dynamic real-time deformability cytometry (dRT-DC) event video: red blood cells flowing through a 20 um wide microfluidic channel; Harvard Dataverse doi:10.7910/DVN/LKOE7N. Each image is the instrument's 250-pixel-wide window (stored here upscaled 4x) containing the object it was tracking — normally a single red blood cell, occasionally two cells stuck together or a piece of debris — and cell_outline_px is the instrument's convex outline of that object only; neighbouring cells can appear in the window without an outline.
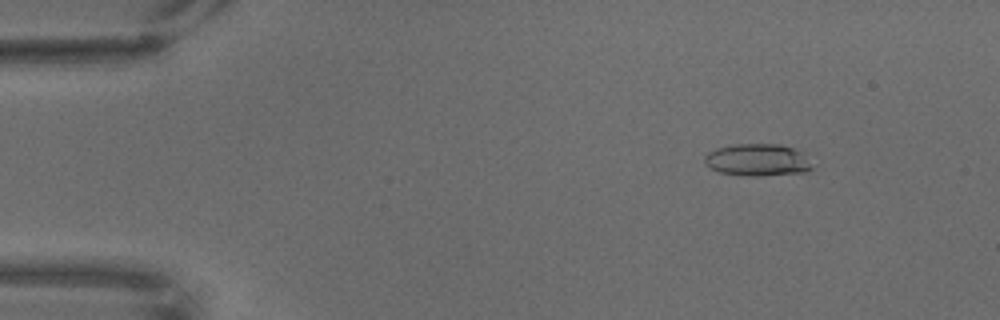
{"species": "common noctule bat (a hibernating species)", "species_latin": "Nyctalus noctula", "temperature_condition": "warm", "stored_images_in_passage": 69, "camera_frame_rate_fps": 3000, "um_per_image_px": 0.085, "animal": {"sex": "male", "body_mass_g": 18.8}, "frame": {"image": 1, "passage_image": 9, "time_ms": 2.667, "image_size_px": [1000, 320], "cell_outline_px": [[812, 168], [804, 172], [760, 176], [744, 176], [720, 172], [708, 168], [704, 164], [704, 156], [708, 152], [716, 148], [732, 144], [780, 144], [804, 152], [812, 164]], "centroid_in_image_um": [64.36, 13.59], "position_along_channel_um": 20.6, "area_um2": 20.46}}
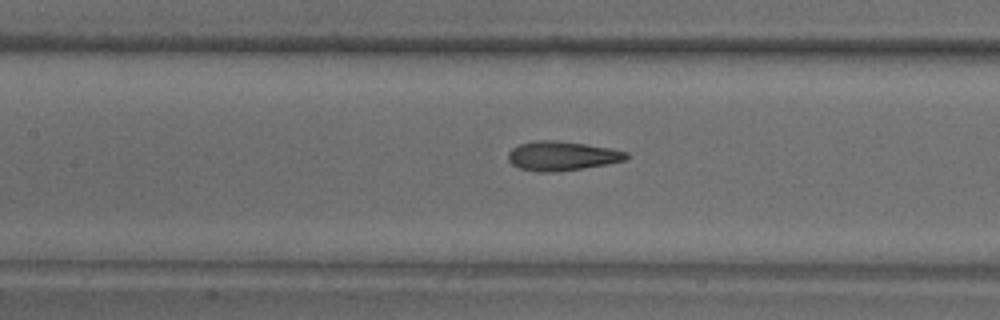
{"frame": {"image": 2, "passage_image": 32, "time_ms": 10.333, "image_size_px": [1000, 320], "cell_outline_px": [[628, 160], [608, 164], [552, 172], [536, 172], [520, 168], [512, 164], [508, 160], [508, 152], [512, 148], [520, 144], [532, 140], [556, 140], [584, 144], [608, 148], [628, 152]], "centroid_in_image_um": [47.74, 13.25], "position_along_channel_um": 159.7, "area_um2": 20.11}}
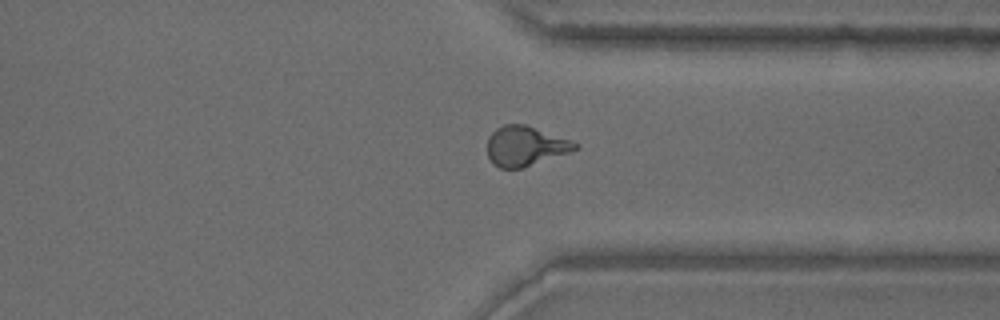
{"frame": {"image": 3, "passage_image": 53, "time_ms": 17.333, "image_size_px": [1000, 320], "cell_outline_px": [[580, 148], [524, 168], [500, 168], [492, 164], [488, 156], [488, 136], [496, 128], [504, 124], [524, 124], [572, 140], [580, 144]], "centroid_in_image_um": [44.66, 12.42], "position_along_channel_um": 366.7, "area_um2": 20.46}}